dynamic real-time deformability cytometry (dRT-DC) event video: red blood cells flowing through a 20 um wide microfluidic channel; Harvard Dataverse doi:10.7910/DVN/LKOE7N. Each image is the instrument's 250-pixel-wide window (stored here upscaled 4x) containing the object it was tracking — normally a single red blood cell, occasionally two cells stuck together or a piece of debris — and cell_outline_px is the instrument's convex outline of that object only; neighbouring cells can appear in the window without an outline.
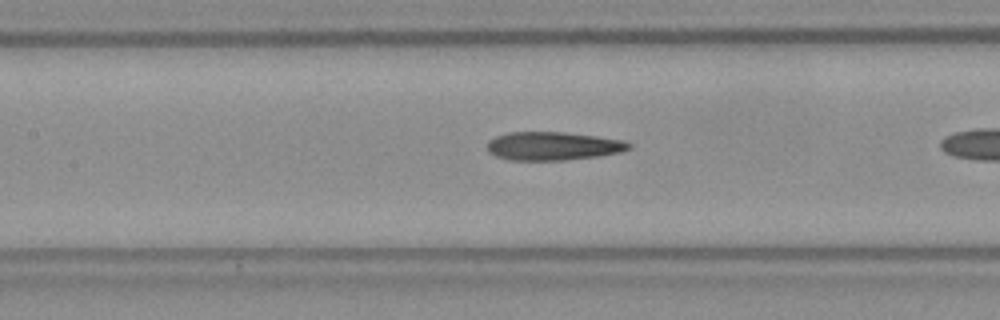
{"species": "Egyptian fruit bat (a non-hibernating species)", "species_latin": "Rousettus aegyptiacus", "temperature_condition": "room temperature", "stored_images_in_passage": 24, "camera_frame_rate_fps": 3000, "um_per_image_px": 0.085, "frame": {"image": 1, "passage_image": 20, "time_ms": 6.333, "image_size_px": [1000, 320], "cell_outline_px": [[632, 148], [620, 152], [600, 156], [564, 160], [508, 160], [496, 156], [488, 152], [488, 140], [496, 136], [508, 132], [564, 132], [596, 136], [624, 140], [632, 144]], "centroid_in_image_um": [47.02, 12.41], "position_along_channel_um": 160.4, "area_um2": 23.58}}